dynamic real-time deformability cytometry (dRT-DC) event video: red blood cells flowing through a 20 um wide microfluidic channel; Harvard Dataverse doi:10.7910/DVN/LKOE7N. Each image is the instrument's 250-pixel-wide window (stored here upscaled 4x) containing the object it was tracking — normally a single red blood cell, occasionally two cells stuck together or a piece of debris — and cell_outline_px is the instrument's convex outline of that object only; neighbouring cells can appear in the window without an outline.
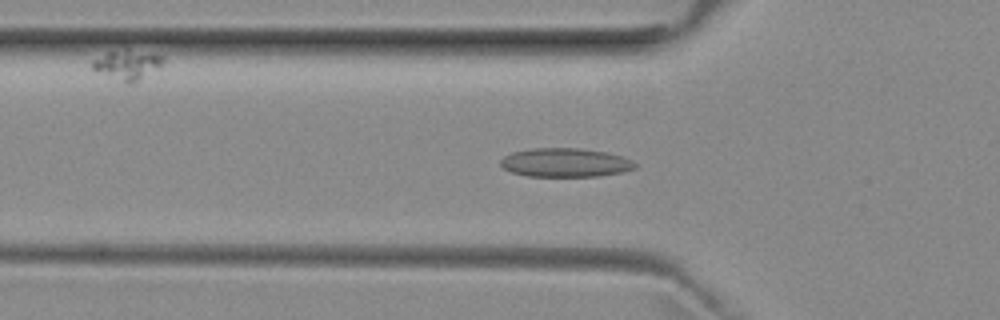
{"species": "common noctule bat (a hibernating species)", "species_latin": "Nyctalus noctula", "temperature_condition": "room temperature", "stored_images_in_passage": 37, "camera_frame_rate_fps": 3000, "um_per_image_px": 0.085, "animal": {"sex": "female", "body_mass_g": 29.2, "forearm_length_mm": 56.3}, "frame": {"image": 1, "passage_image": 2, "time_ms": 0.333, "image_size_px": [1000, 320], "cell_outline_px": [[636, 168], [624, 172], [600, 176], [528, 176], [512, 172], [504, 168], [500, 164], [500, 160], [504, 156], [512, 152], [532, 148], [580, 148], [608, 152], [632, 160], [636, 164]], "centroid_in_image_um": [48.07, 13.82], "position_along_channel_um": 77.7, "area_um2": 22.66}}
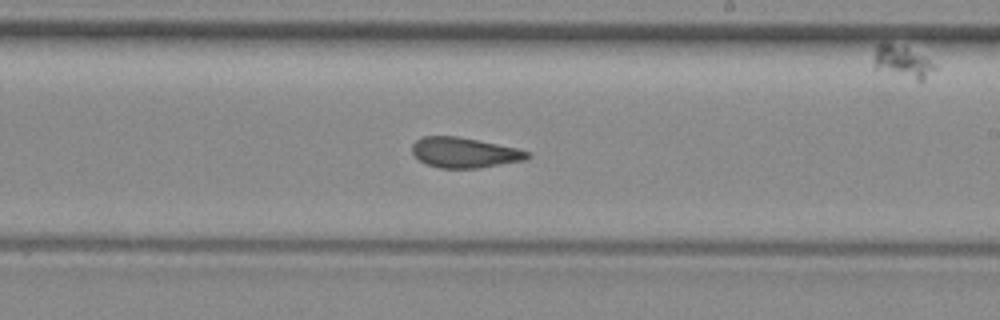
{"frame": {"image": 2, "passage_image": 15, "time_ms": 4.667, "image_size_px": [1000, 320], "cell_outline_px": [[532, 156], [524, 160], [480, 168], [440, 168], [428, 164], [420, 160], [412, 152], [412, 144], [416, 140], [424, 136], [456, 136], [516, 148], [532, 152]], "centroid_in_image_um": [39.5, 12.97], "position_along_channel_um": 249.5, "area_um2": 20.17}}
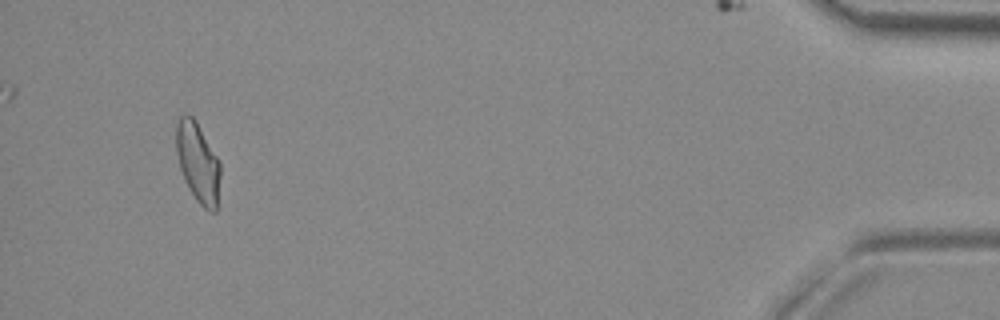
{"frame": {"image": 3, "passage_image": 34, "time_ms": 11.0, "image_size_px": [1000, 320], "cell_outline_px": [[220, 176], [216, 212], [212, 212], [204, 208], [196, 200], [188, 188], [184, 180], [180, 168], [176, 152], [176, 124], [180, 116], [192, 116], [196, 120], [220, 160]], "centroid_in_image_um": [16.83, 13.82], "position_along_channel_um": 418.4, "area_um2": 20.63}, "authors_computed_cell_mechanics": {"area_um2": 20.6346, "velocity_mm_per_s": 3.9627, "shape_relaxation_time_tau1_ms": null, "shape_relaxation_time_tau2_ms": 2.0253, "deformation_change_tau1": null, "deformation_change_tau2": 0.0845}}